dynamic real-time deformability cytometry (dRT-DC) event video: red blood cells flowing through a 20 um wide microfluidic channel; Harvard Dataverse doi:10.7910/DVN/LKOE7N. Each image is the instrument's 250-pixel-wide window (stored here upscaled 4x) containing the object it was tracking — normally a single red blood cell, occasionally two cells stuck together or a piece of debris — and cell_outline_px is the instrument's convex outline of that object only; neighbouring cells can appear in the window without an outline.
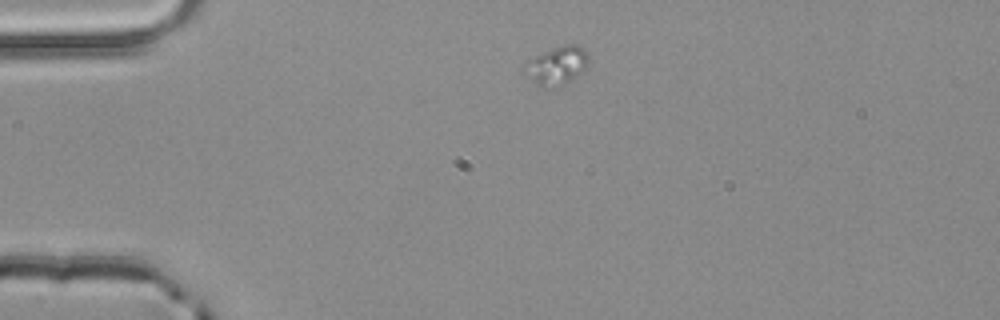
{"species": "common noctule bat (a hibernating species)", "species_latin": "Nyctalus noctula", "temperature_condition": "room temperature", "stored_images_in_passage": 4, "segment_of_instrument_passage": [2, 2], "camera_frame_rate_fps": 3000, "um_per_image_px": 0.085, "animal": {"sex": "male", "body_mass_g": 20.4}, "frame": {"image": 1, "passage_image": 4, "time_ms": 1.0, "image_size_px": [1000, 320], "cell_outline_px": [[588, 68], [568, 80], [552, 88], [544, 88], [524, 72], [524, 64], [528, 60], [552, 48], [564, 44], [576, 44], [584, 48], [588, 52]], "centroid_in_image_um": [47.37, 5.53], "position_along_channel_um": 37.6, "area_um2": 13.99}}